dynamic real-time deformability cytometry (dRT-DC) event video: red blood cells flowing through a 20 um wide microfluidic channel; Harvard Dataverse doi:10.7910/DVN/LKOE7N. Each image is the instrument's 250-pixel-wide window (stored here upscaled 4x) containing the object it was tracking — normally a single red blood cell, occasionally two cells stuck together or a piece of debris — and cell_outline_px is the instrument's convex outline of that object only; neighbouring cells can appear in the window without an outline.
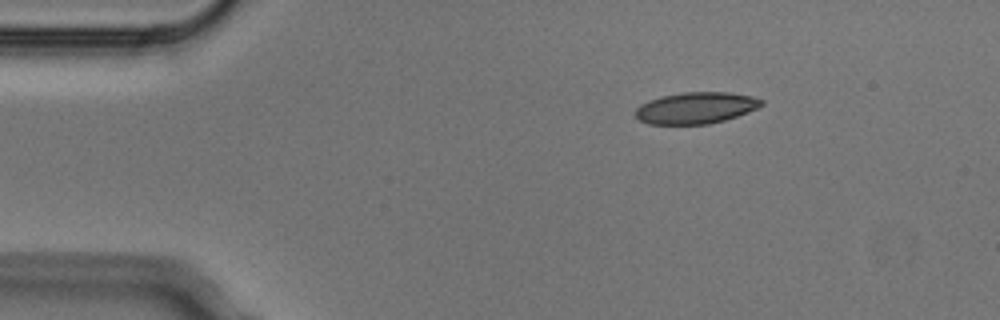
{"species": "Egyptian fruit bat (a non-hibernating species)", "species_latin": "Rousettus aegyptiacus", "temperature_condition": "cold", "stored_images_in_passage": 4, "camera_frame_rate_fps": 3000, "um_per_image_px": 0.085, "animal": {"sex": "male"}, "frame": {"image": 1, "passage_image": 3, "time_ms": 0.667, "image_size_px": [1000, 320], "cell_outline_px": [[764, 104], [748, 112], [724, 120], [708, 124], [648, 124], [640, 120], [636, 116], [636, 108], [640, 104], [648, 100], [660, 96], [684, 92], [728, 92], [752, 96], [764, 100]], "centroid_in_image_um": [59.14, 9.16], "position_along_channel_um": 25.9, "area_um2": 23.12}}